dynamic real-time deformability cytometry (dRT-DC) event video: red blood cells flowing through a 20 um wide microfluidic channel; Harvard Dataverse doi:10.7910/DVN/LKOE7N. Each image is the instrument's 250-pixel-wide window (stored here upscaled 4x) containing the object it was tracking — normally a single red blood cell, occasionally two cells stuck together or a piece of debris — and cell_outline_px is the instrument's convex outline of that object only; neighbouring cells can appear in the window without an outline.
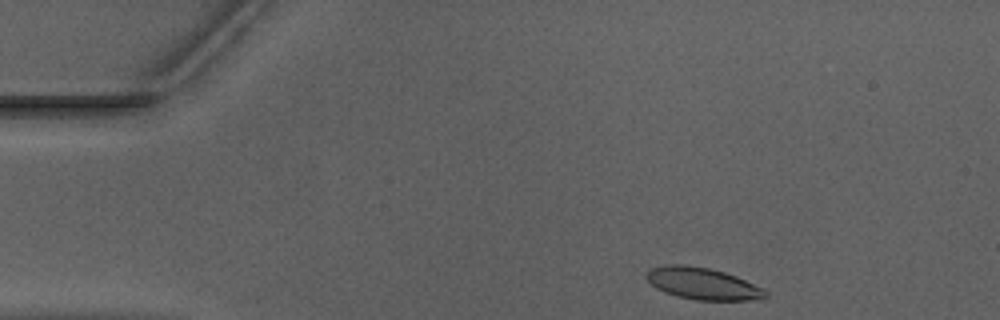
{"species": "Egyptian fruit bat (a non-hibernating species)", "species_latin": "Rousettus aegyptiacus", "temperature_condition": "warm", "stored_images_in_passage": 37, "camera_frame_rate_fps": 3000, "um_per_image_px": 0.085, "animal": {"sex": "male"}, "frame": {"image": 1, "passage_image": 1, "time_ms": 0.0, "image_size_px": [1000, 320], "cell_outline_px": [[768, 296], [748, 300], [696, 300], [676, 296], [664, 292], [656, 288], [644, 276], [652, 268], [668, 264], [676, 264], [708, 268], [724, 272], [736, 276], [764, 288], [768, 292]], "centroid_in_image_um": [59.73, 24.11], "position_along_channel_um": 25.3, "area_um2": 21.91}}
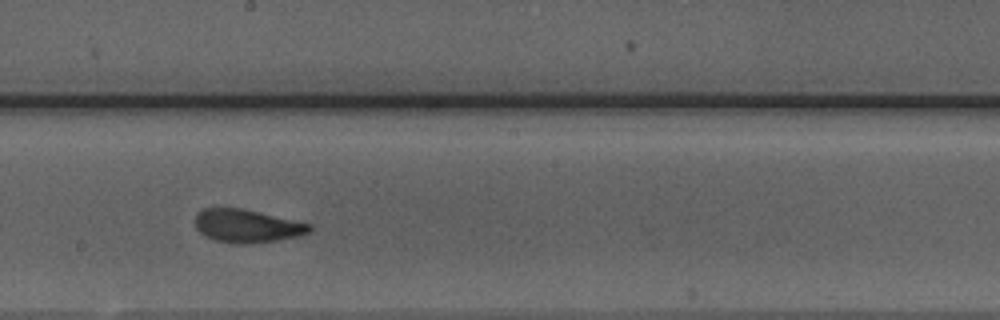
{"frame": {"image": 2, "passage_image": 22, "time_ms": 7.0, "image_size_px": [1000, 320], "cell_outline_px": [[312, 228], [308, 232], [296, 236], [276, 240], [248, 244], [236, 244], [216, 240], [200, 232], [196, 228], [196, 212], [204, 208], [240, 208], [312, 224]], "centroid_in_image_um": [20.97, 19.2], "position_along_channel_um": 227.2, "area_um2": 21.73}}
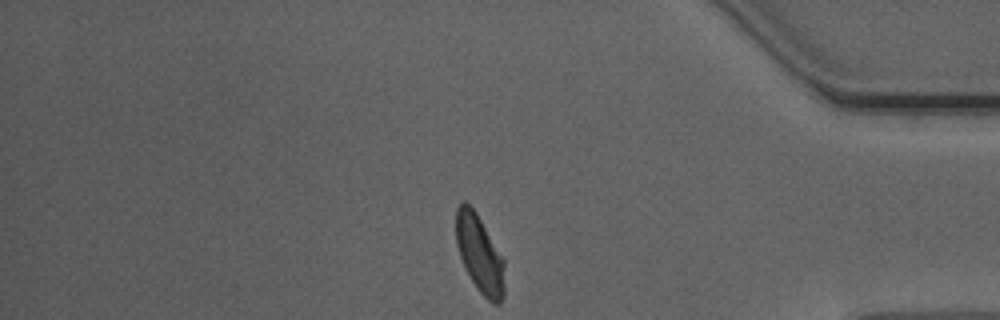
{"frame": {"image": 3, "passage_image": 37, "time_ms": 12.0, "image_size_px": [1000, 320], "cell_outline_px": [[504, 296], [500, 304], [492, 304], [480, 292], [472, 280], [460, 256], [456, 244], [456, 208], [464, 200], [476, 212], [504, 260]], "centroid_in_image_um": [40.78, 21.6], "position_along_channel_um": 394.4, "area_um2": 21.68}, "authors_computed_cell_mechanics": {"area_um2": 22.6576, "velocity_mm_per_s": 3.9333, "shape_relaxation_time_tau1_ms": 3.0491, "shape_relaxation_time_tau2_ms": 1.2804, "deformation_change_tau1": 0.14, "deformation_change_tau2": 0.0772}}